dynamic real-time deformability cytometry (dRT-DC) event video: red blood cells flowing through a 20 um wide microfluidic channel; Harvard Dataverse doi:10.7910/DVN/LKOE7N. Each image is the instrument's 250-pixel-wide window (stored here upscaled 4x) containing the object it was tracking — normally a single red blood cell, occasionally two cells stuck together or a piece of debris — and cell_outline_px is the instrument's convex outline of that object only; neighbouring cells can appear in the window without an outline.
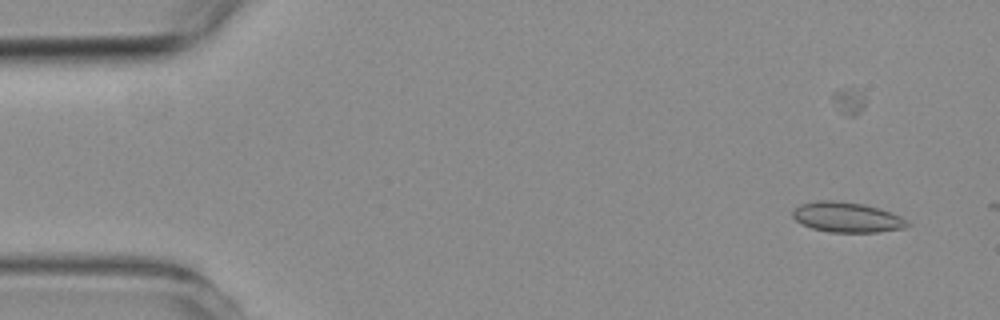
{"species": "common noctule bat (a hibernating species)", "species_latin": "Nyctalus noctula", "temperature_condition": "room temperature", "stored_images_in_passage": 2, "camera_frame_rate_fps": 3000, "um_per_image_px": 0.085, "animal": {"sex": "female", "body_mass_g": 19.3, "forearm_length_mm": 54.1}, "frame": {"image": 1, "passage_image": 1, "time_ms": 0.0, "image_size_px": [1000, 320], "cell_outline_px": [[912, 224], [904, 228], [880, 232], [828, 232], [812, 228], [796, 220], [792, 216], [792, 212], [800, 204], [816, 200], [832, 200], [864, 204], [880, 208], [900, 216], [908, 220]], "centroid_in_image_um": [72.02, 18.46], "position_along_channel_um": 13.0, "area_um2": 20.23}}